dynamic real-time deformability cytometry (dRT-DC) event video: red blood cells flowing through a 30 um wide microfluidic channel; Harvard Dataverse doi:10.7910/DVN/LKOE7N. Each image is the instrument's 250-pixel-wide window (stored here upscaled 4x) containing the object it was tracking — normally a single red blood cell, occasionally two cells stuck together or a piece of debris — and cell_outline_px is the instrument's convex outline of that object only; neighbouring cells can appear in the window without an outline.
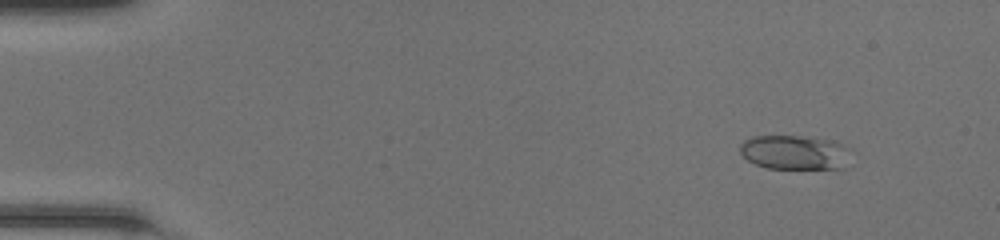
{"species": "common noctule bat (a hibernating species)", "species_latin": "Nyctalus noctula", "temperature_condition": "room temperature", "stored_images_in_passage": 50, "camera_frame_rate_fps": 3000, "um_per_image_px": 0.085, "animal": {"sex": "female", "body_mass_g": 20.0, "forearm_length_mm": 54.0}, "frame": {"image": 1, "passage_image": 6, "time_ms": 1.667, "image_size_px": [1000, 240], "cell_outline_px": [[852, 148], [844, 168], [768, 168], [756, 164], [748, 160], [740, 152], [740, 144], [744, 140], [752, 136], [800, 136], [836, 140]], "centroid_in_image_um": [67.59, 12.93], "position_along_channel_um": 17.4, "area_um2": 22.37}}
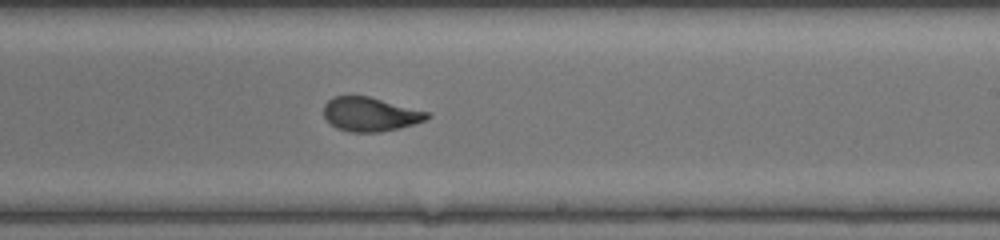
{"frame": {"image": 2, "passage_image": 31, "time_ms": 10.0, "image_size_px": [1000, 240], "cell_outline_px": [[432, 116], [424, 120], [412, 124], [380, 132], [348, 132], [336, 128], [324, 116], [324, 104], [332, 96], [368, 96], [428, 112]], "centroid_in_image_um": [31.43, 9.71], "position_along_channel_um": 257.6, "area_um2": 20.23}}
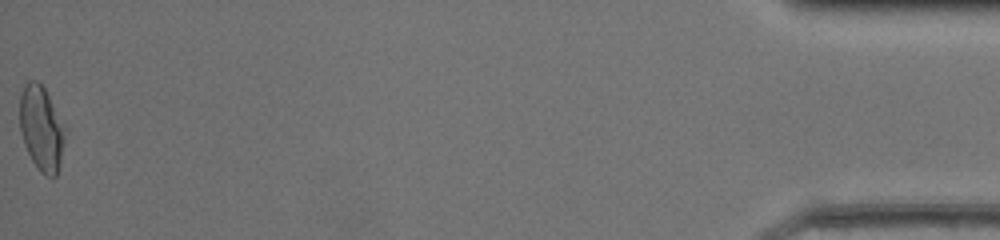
{"frame": {"image": 3, "passage_image": 50, "time_ms": 16.333, "image_size_px": [1000, 240], "cell_outline_px": [[68, 128], [60, 164], [56, 176], [44, 176], [40, 172], [32, 160], [24, 144], [20, 132], [20, 96], [24, 84], [28, 80], [36, 80], [44, 88]], "centroid_in_image_um": [3.55, 10.91], "position_along_channel_um": 431.6, "area_um2": 22.83}, "authors_computed_cell_mechanics": {"area_um2": 21.3282, "velocity_mm_per_s": 4.2838, "shape_relaxation_time_tau1_ms": 6.2364, "shape_relaxation_time_tau2_ms": null, "deformation_change_tau1": 0.1974, "deformation_change_tau2": null}}